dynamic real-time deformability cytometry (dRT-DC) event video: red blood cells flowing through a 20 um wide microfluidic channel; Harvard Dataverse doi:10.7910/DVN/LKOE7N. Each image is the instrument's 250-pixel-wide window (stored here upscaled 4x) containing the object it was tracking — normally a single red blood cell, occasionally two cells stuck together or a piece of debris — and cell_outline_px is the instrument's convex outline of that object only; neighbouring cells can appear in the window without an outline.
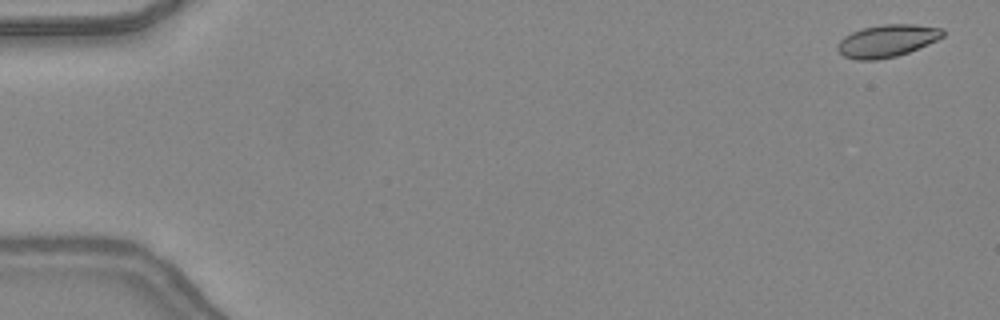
{"species": "common noctule bat (a hibernating species)", "species_latin": "Nyctalus noctula", "temperature_condition": "warm", "stored_images_in_passage": 48, "camera_frame_rate_fps": 3000, "um_per_image_px": 0.085, "animal": {"sex": "female", "body_mass_g": 24.6, "forearm_length_mm": 56.2}, "frame": {"image": 1, "passage_image": 2, "time_ms": 0.333, "image_size_px": [1000, 320], "cell_outline_px": [[944, 36], [936, 40], [908, 52], [896, 56], [876, 60], [856, 60], [844, 56], [836, 48], [836, 44], [844, 36], [852, 32], [864, 28], [884, 24], [912, 24], [944, 28]], "centroid_in_image_um": [75.38, 3.47], "position_along_channel_um": 9.6, "area_um2": 19.77}}
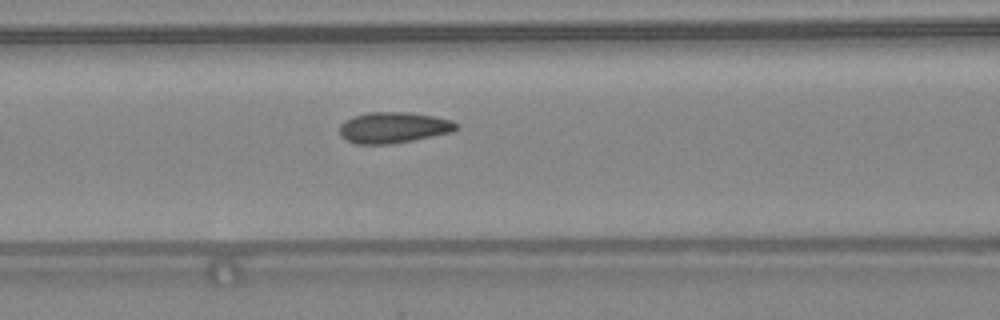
{"frame": {"image": 2, "passage_image": 21, "time_ms": 6.667, "image_size_px": [1000, 320], "cell_outline_px": [[460, 128], [452, 132], [412, 140], [388, 144], [356, 144], [340, 136], [340, 124], [344, 120], [352, 116], [368, 112], [408, 112], [432, 116], [452, 120], [460, 124]], "centroid_in_image_um": [33.45, 10.83], "position_along_channel_um": 133.1, "area_um2": 21.15}}
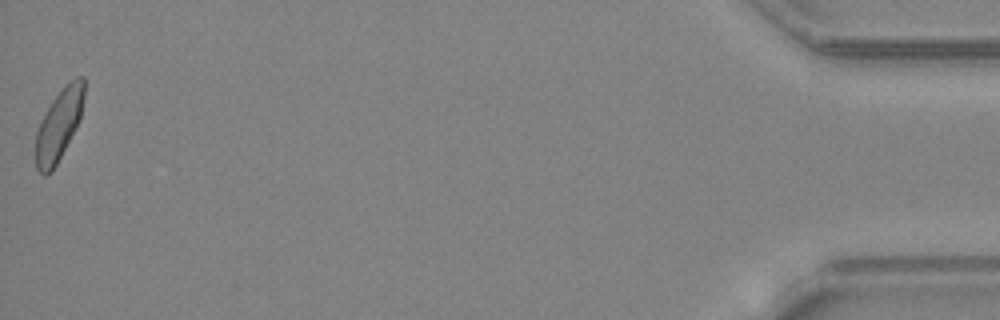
{"frame": {"image": 3, "passage_image": 48, "time_ms": 15.667, "image_size_px": [1000, 320], "cell_outline_px": [[84, 96], [80, 120], [52, 172], [44, 176], [36, 168], [36, 132], [44, 112], [52, 100], [76, 76], [84, 76]], "centroid_in_image_um": [5.0, 10.63], "position_along_channel_um": 430.2, "area_um2": 19.83}, "authors_computed_cell_mechanics": {"area_um2": 20.2878, "velocity_mm_per_s": 4.3695, "shape_relaxation_time_tau1_ms": 5.7337, "shape_relaxation_time_tau2_ms": 1.1637, "deformation_change_tau1": 0.1311, "deformation_change_tau2": 0.036}}